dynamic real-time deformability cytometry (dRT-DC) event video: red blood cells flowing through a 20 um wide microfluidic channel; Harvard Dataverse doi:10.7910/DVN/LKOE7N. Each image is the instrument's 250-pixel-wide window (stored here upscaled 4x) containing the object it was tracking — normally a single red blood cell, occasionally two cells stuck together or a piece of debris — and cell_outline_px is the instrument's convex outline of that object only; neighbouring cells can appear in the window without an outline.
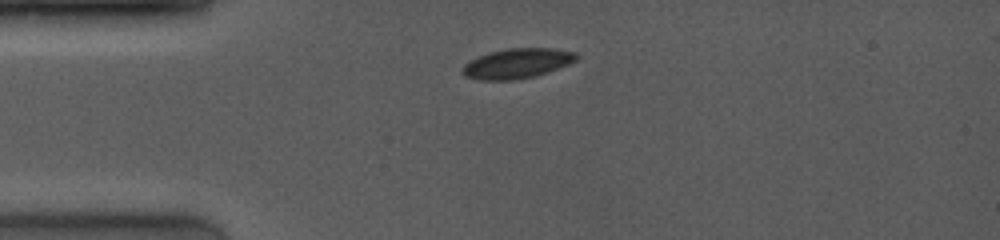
{"species": "common noctule bat (a hibernating species)", "species_latin": "Nyctalus noctula", "temperature_condition": "room temperature", "stored_images_in_passage": 17, "camera_frame_rate_fps": 4000, "um_per_image_px": 0.085, "animal": {"sex": "female", "body_mass_g": 19.0, "forearm_length_mm": 53.3}, "frame": {"image": 1, "passage_image": 1, "time_ms": 0.0, "image_size_px": [1000, 240], "cell_outline_px": [[580, 56], [576, 60], [568, 64], [548, 72], [536, 76], [516, 80], [480, 80], [464, 76], [460, 72], [460, 68], [468, 60], [488, 52], [508, 48], [552, 48], [576, 52]], "centroid_in_image_um": [43.91, 5.39], "position_along_channel_um": 41.1, "area_um2": 20.23}}
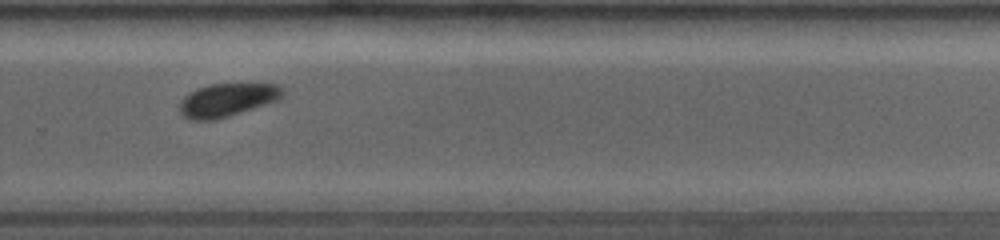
{"frame": {"image": 2, "passage_image": 13, "time_ms": 7.25, "image_size_px": [1000, 240], "cell_outline_px": [[284, 92], [276, 100], [216, 120], [188, 120], [180, 112], [180, 100], [184, 96], [196, 88], [208, 84], [280, 84]], "centroid_in_image_um": [19.25, 8.49], "position_along_channel_um": 310.6, "area_um2": 19.71}}
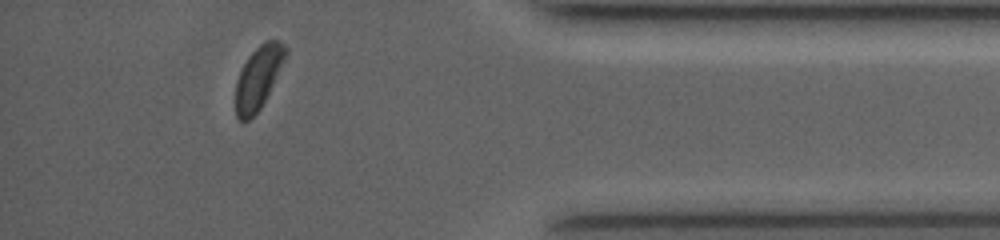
{"frame": {"image": 3, "passage_image": 16, "time_ms": 10.25, "image_size_px": [1000, 240], "cell_outline_px": [[288, 56], [260, 108], [248, 120], [240, 120], [236, 116], [236, 80], [240, 68], [248, 56], [264, 40], [276, 40], [284, 44], [288, 48]], "centroid_in_image_um": [21.97, 6.53], "position_along_channel_um": 413.2, "area_um2": 18.32}, "authors_computed_cell_mechanics": {"area_um2": 20.4612, "velocity_mm_per_s": 4.0691, "shape_relaxation_time_tau1_ms": 1.1191, "shape_relaxation_time_tau2_ms": null, "deformation_change_tau1": 0.0717, "deformation_change_tau2": null}}